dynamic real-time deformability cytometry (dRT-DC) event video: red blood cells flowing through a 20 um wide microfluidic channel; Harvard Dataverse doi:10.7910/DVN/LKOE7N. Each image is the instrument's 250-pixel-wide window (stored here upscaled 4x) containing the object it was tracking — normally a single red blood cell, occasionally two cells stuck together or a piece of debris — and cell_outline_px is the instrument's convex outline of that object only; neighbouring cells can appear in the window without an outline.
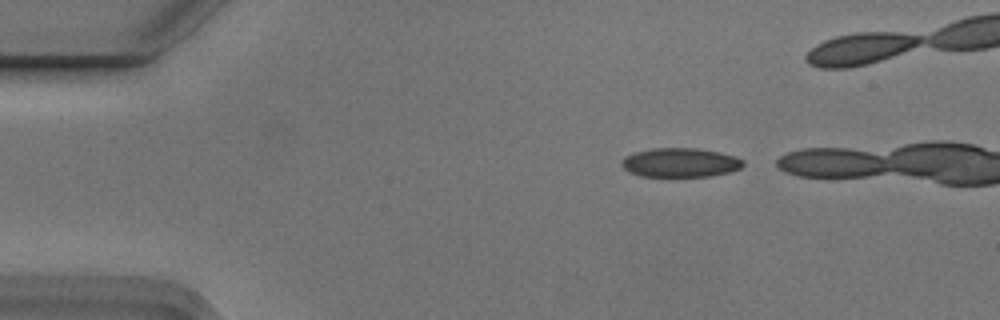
{"species": "Egyptian fruit bat (a non-hibernating species)", "species_latin": "Rousettus aegyptiacus", "temperature_condition": "cold", "stored_images_in_passage": 6, "camera_frame_rate_fps": 3000, "um_per_image_px": 0.085, "animal": {"sex": "male"}, "frame": {"image": 1, "passage_image": 1, "time_ms": 0.0, "image_size_px": [1000, 320], "cell_outline_px": [[744, 164], [740, 168], [728, 172], [712, 176], [640, 176], [628, 172], [620, 164], [620, 160], [624, 156], [636, 152], [652, 148], [696, 148], [720, 152], [736, 156], [744, 160]], "centroid_in_image_um": [57.8, 13.81], "position_along_channel_um": 27.2, "area_um2": 20.75}}